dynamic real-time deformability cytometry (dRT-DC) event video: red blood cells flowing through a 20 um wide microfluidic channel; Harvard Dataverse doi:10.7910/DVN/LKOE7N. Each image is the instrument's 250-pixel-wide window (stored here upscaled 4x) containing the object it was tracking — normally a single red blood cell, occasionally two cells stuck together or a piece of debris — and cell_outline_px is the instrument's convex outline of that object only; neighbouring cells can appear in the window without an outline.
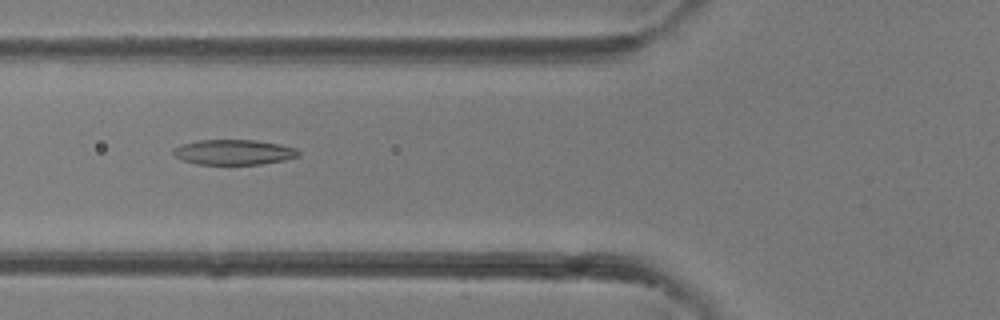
{"species": "common noctule bat (a hibernating species)", "species_latin": "Nyctalus noctula", "temperature_condition": "room temperature", "stored_images_in_passage": 28, "camera_frame_rate_fps": 3000, "um_per_image_px": 0.085, "animal": {"sex": "female"}, "frame": {"image": 1, "passage_image": 5, "time_ms": 1.333, "image_size_px": [1000, 320], "cell_outline_px": [[300, 156], [284, 160], [260, 164], [196, 164], [184, 160], [176, 156], [172, 152], [172, 148], [184, 144], [200, 140], [256, 140], [280, 144], [296, 148], [300, 152]], "centroid_in_image_um": [19.91, 12.93], "position_along_channel_um": 105.9, "area_um2": 18.26}}
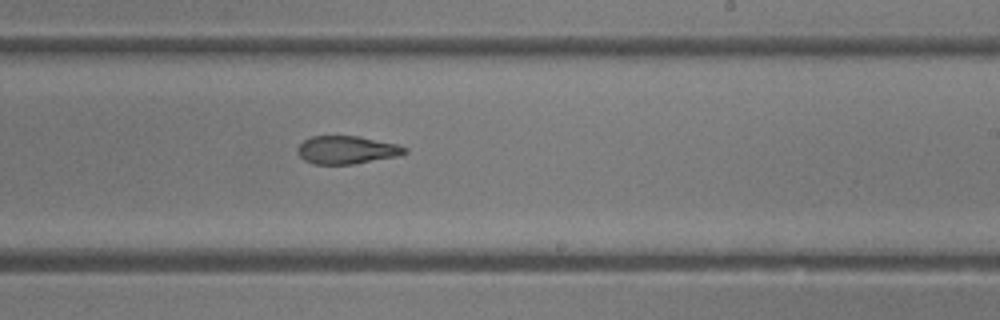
{"frame": {"image": 2, "passage_image": 14, "time_ms": 4.333, "image_size_px": [1000, 320], "cell_outline_px": [[408, 152], [396, 156], [352, 164], [312, 164], [304, 160], [296, 152], [296, 148], [304, 140], [312, 136], [356, 136], [396, 144], [408, 148]], "centroid_in_image_um": [29.43, 12.74], "position_along_channel_um": 259.6, "area_um2": 17.34}}
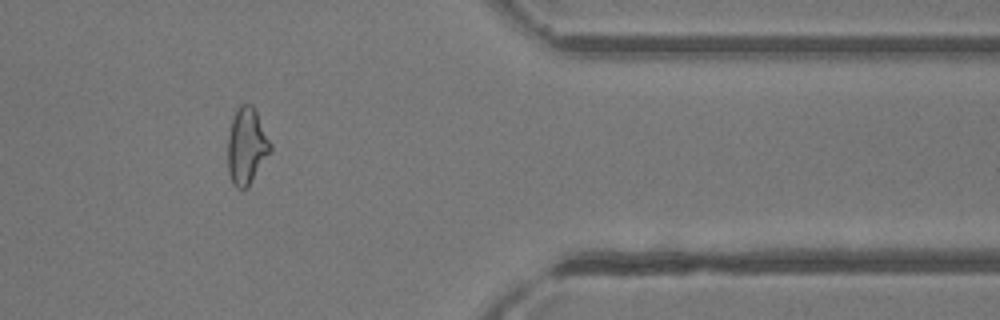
{"frame": {"image": 3, "passage_image": 23, "time_ms": 7.333, "image_size_px": [1000, 320], "cell_outline_px": [[272, 148], [248, 188], [236, 188], [232, 184], [228, 172], [228, 136], [232, 120], [236, 108], [240, 104], [252, 104], [272, 144]], "centroid_in_image_um": [20.95, 12.43], "position_along_channel_um": 390.4, "area_um2": 18.96}}